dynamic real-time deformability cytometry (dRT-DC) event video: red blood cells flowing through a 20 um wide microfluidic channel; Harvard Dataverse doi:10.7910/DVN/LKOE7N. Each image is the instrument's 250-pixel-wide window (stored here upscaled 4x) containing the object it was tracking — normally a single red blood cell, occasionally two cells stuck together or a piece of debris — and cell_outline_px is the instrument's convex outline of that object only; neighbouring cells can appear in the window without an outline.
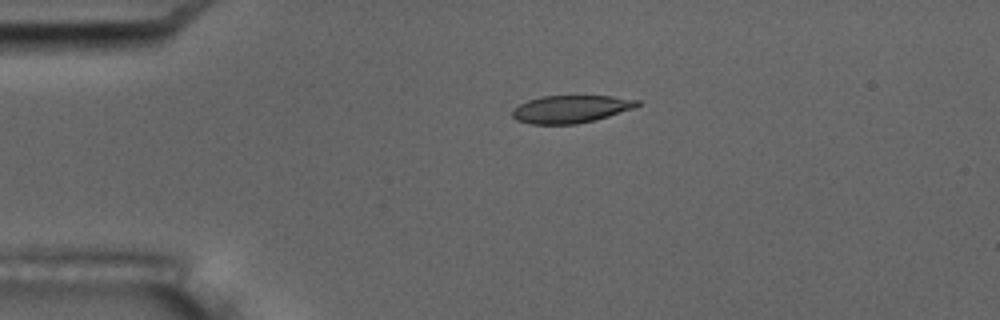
{"species": "common noctule bat (a hibernating species)", "species_latin": "Nyctalus noctula", "temperature_condition": "room temperature", "stored_images_in_passage": 5, "camera_frame_rate_fps": 3000, "um_per_image_px": 0.085, "animal": {"sex": "male", "body_mass_g": 17.5, "forearm_length_mm": 52.3}, "frame": {"image": 1, "passage_image": 4, "time_ms": 3.333, "image_size_px": [1000, 320], "cell_outline_px": [[640, 104], [632, 108], [608, 116], [576, 124], [532, 124], [516, 120], [512, 116], [512, 112], [520, 104], [528, 100], [540, 96], [612, 96], [640, 100]], "centroid_in_image_um": [48.5, 9.26], "position_along_channel_um": 36.5, "area_um2": 19.83}}